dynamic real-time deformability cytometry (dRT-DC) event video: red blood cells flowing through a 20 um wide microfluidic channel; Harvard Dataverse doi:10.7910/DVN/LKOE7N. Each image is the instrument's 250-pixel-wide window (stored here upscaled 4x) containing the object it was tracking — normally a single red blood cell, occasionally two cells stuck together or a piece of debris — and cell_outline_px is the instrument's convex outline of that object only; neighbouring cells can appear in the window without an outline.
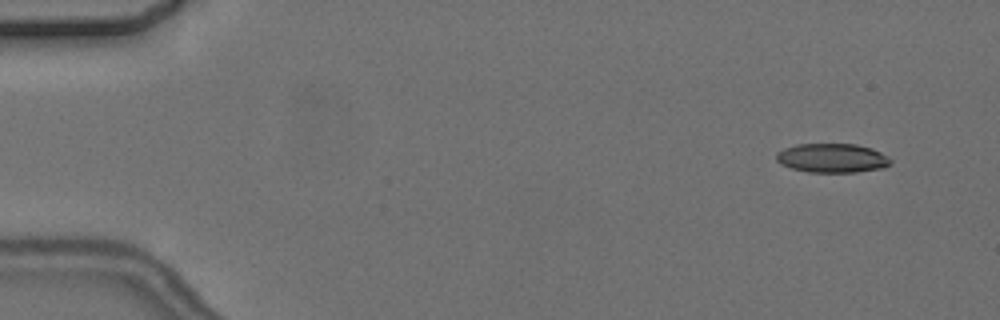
{"species": "common noctule bat (a hibernating species)", "species_latin": "Nyctalus noctula", "temperature_condition": "cold", "stored_images_in_passage": 5, "segment_of_instrument_passage": [1, 2], "camera_frame_rate_fps": 3000, "um_per_image_px": 0.085, "animal": {"sex": "female", "body_mass_g": 24.6, "forearm_length_mm": 56.2}, "frame": {"image": 1, "passage_image": 1, "time_ms": 0.0, "image_size_px": [1000, 320], "cell_outline_px": [[892, 164], [884, 168], [856, 172], [808, 172], [792, 168], [780, 164], [776, 160], [776, 152], [784, 148], [796, 144], [856, 144], [872, 148], [888, 156], [892, 160]], "centroid_in_image_um": [70.75, 13.43], "position_along_channel_um": 14.3, "area_um2": 19.59}}
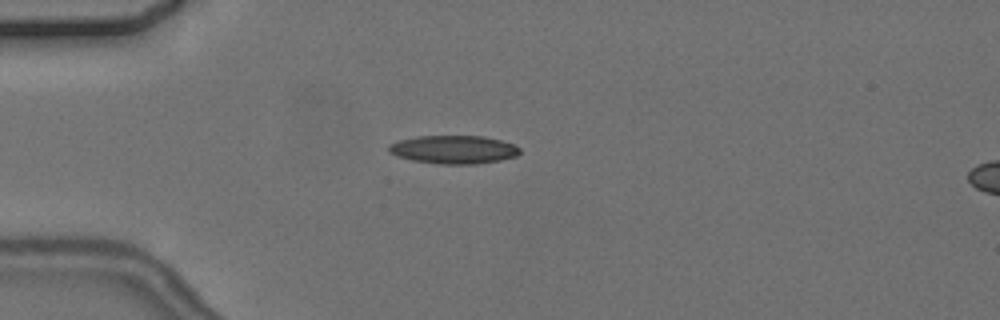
{"frame": {"image": 2, "passage_image": 4, "time_ms": 3.667, "image_size_px": [1000, 320], "cell_outline_px": [[520, 152], [516, 156], [500, 160], [476, 164], [440, 164], [412, 160], [396, 156], [388, 152], [388, 144], [400, 140], [416, 136], [484, 136], [500, 140], [512, 144], [520, 148]], "centroid_in_image_um": [38.53, 12.71], "position_along_channel_um": 46.5, "area_um2": 21.62}}